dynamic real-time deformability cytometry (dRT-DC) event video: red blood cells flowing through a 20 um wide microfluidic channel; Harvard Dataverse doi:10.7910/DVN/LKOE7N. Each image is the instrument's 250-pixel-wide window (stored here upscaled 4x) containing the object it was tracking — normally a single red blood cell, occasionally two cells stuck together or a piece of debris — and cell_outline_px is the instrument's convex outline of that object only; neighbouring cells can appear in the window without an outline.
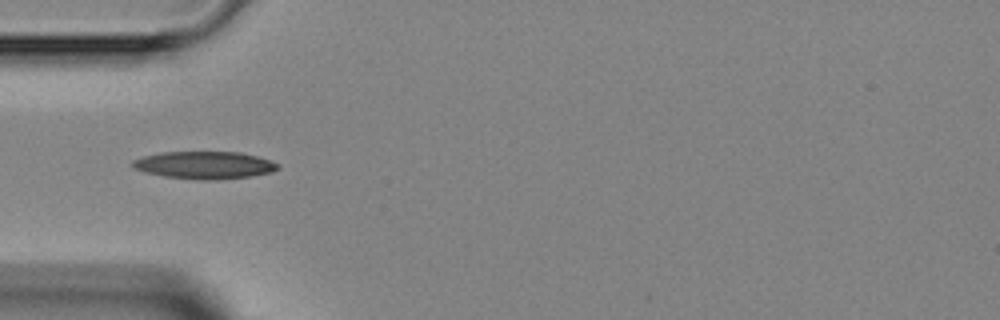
{"species": "Egyptian fruit bat (a non-hibernating species)", "species_latin": "Rousettus aegyptiacus", "temperature_condition": "room temperature", "stored_images_in_passage": 5, "camera_frame_rate_fps": 3000, "um_per_image_px": 0.085, "animal": {"sex": "female"}, "frame": {"image": 1, "passage_image": 4, "time_ms": 3.667, "image_size_px": [1000, 320], "cell_outline_px": [[280, 168], [272, 172], [252, 176], [216, 180], [196, 180], [164, 176], [144, 172], [132, 168], [132, 160], [144, 156], [160, 152], [240, 152], [256, 156], [280, 164]], "centroid_in_image_um": [17.37, 14.04], "position_along_channel_um": 67.6, "area_um2": 23.41}}
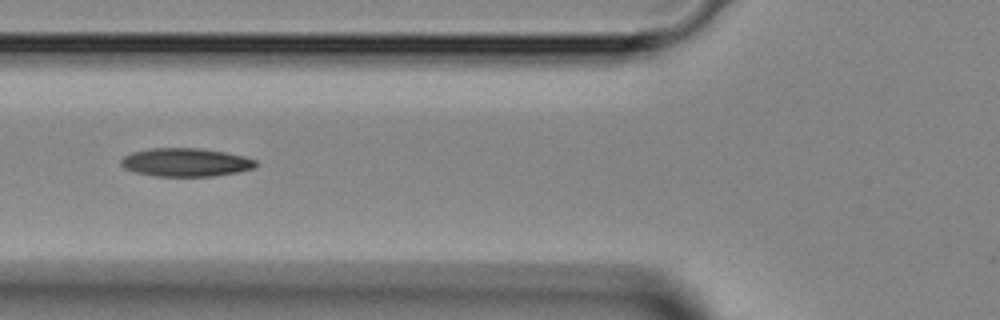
{"frame": {"image": 2, "passage_image": 5, "time_ms": 4.667, "image_size_px": [1000, 320], "cell_outline_px": [[256, 164], [252, 168], [236, 172], [212, 176], [156, 176], [136, 172], [124, 168], [120, 164], [120, 160], [124, 156], [132, 152], [152, 148], [196, 148], [224, 152], [244, 156], [256, 160]], "centroid_in_image_um": [15.74, 13.79], "position_along_channel_um": 110.1, "area_um2": 22.02}}